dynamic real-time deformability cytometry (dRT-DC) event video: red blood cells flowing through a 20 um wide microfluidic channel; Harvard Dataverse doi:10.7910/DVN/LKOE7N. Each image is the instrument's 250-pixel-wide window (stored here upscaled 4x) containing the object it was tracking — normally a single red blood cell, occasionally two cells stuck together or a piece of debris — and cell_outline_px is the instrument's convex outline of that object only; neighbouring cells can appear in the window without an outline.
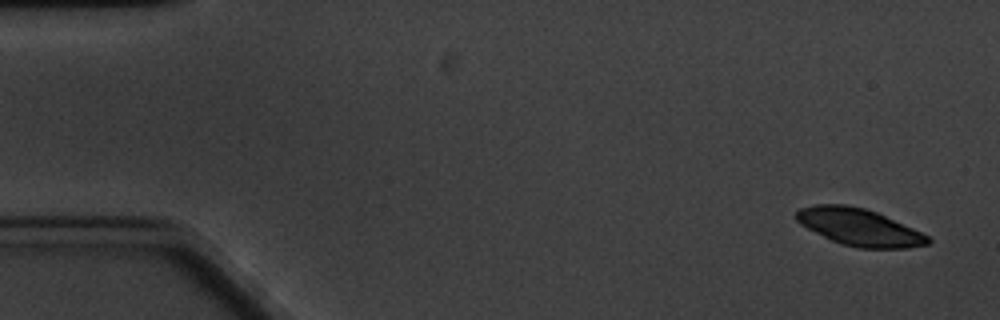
{"species": "common noctule bat (a hibernating species)", "species_latin": "Nyctalus noctula", "temperature_condition": "cold", "stored_images_in_passage": 6, "segment_of_instrument_passage": [1, 2], "camera_frame_rate_fps": 3000, "um_per_image_px": 0.085, "animal": {"sex": "male", "body_mass_g": 20.1, "forearm_length_mm": 53.5}, "frame": {"image": 1, "passage_image": 1, "time_ms": 0.0, "image_size_px": [1000, 320], "cell_outline_px": [[932, 240], [928, 244], [908, 248], [856, 248], [840, 244], [800, 224], [796, 220], [796, 212], [800, 208], [816, 204], [844, 204], [864, 208], [876, 212], [912, 228], [928, 236]], "centroid_in_image_um": [73.02, 19.31], "position_along_channel_um": 12.0, "area_um2": 28.15}}